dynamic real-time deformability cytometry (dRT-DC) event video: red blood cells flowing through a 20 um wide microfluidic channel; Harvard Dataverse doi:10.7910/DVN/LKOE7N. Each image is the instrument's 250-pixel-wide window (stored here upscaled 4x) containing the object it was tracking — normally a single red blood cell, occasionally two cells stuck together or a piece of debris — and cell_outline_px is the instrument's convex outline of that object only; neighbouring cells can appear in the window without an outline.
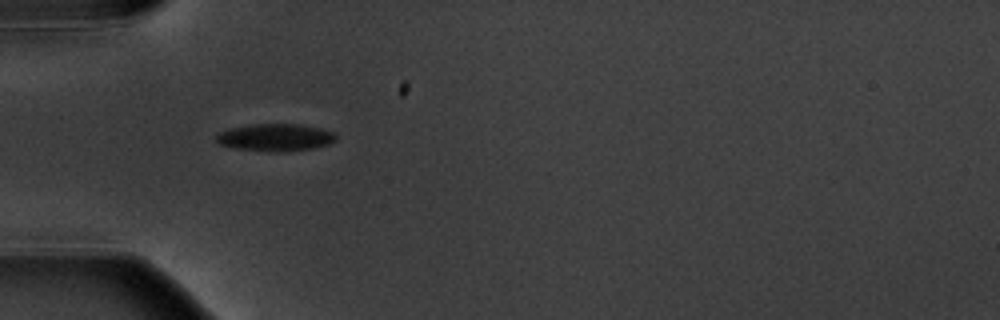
{"species": "common noctule bat (a hibernating species)", "species_latin": "Nyctalus noctula", "temperature_condition": "warm", "stored_images_in_passage": 2, "camera_frame_rate_fps": 3000, "um_per_image_px": 0.085, "animal": {"sex": "male", "body_mass_g": 20.1, "forearm_length_mm": 53.5}, "frame": {"image": 1, "passage_image": 1, "time_ms": 0.0, "image_size_px": [1000, 320], "cell_outline_px": [[336, 140], [328, 144], [312, 148], [284, 152], [268, 152], [232, 148], [220, 144], [216, 140], [216, 136], [220, 132], [228, 128], [252, 124], [300, 124], [320, 128], [336, 132]], "centroid_in_image_um": [23.4, 11.68], "position_along_channel_um": 61.6, "area_um2": 19.31}}